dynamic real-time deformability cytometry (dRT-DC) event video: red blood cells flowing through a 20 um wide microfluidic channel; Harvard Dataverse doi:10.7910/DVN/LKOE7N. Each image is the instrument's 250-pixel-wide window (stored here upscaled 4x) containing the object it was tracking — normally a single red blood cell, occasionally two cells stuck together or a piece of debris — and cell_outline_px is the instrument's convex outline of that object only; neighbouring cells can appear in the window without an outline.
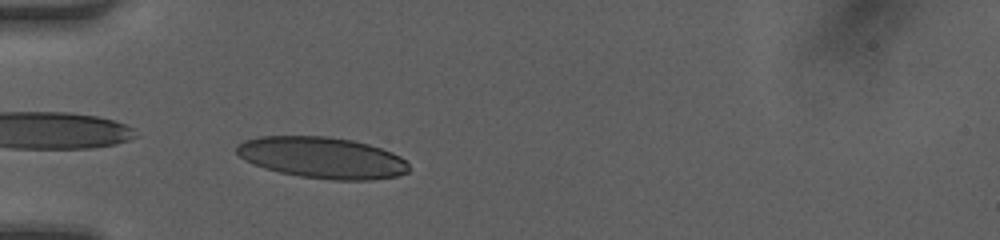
{"species": "human", "species_latin": "Homo sapiens", "temperature_condition": "room temperature", "stored_images_in_passage": 34, "camera_frame_rate_fps": 3000, "um_per_image_px": 0.085, "donor": {"sex": "female"}, "frame": {"image": 1, "passage_image": 1, "time_ms": 0.0, "image_size_px": [1000, 240], "cell_outline_px": [[408, 172], [396, 176], [372, 180], [332, 180], [300, 176], [280, 172], [264, 168], [244, 160], [236, 152], [236, 144], [244, 140], [260, 136], [328, 136], [352, 140], [368, 144], [392, 152], [400, 156], [408, 164]], "centroid_in_image_um": [27.36, 13.4], "position_along_channel_um": 57.6, "area_um2": 41.5}}
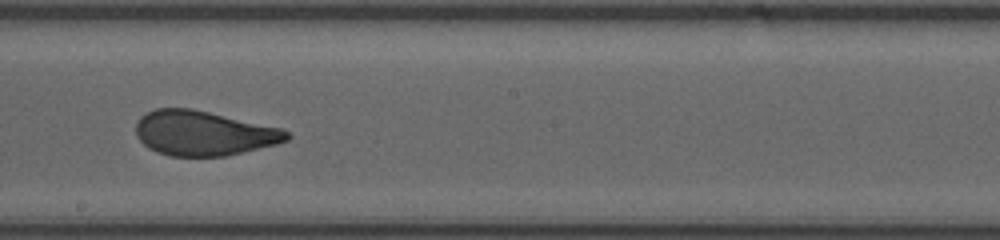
{"frame": {"image": 2, "passage_image": 14, "time_ms": 4.333, "image_size_px": [1000, 240], "cell_outline_px": [[292, 136], [288, 140], [276, 144], [224, 156], [172, 156], [156, 152], [148, 148], [136, 136], [136, 124], [140, 116], [156, 108], [192, 108], [284, 128]], "centroid_in_image_um": [17.31, 11.31], "position_along_channel_um": 230.9, "area_um2": 39.48}}
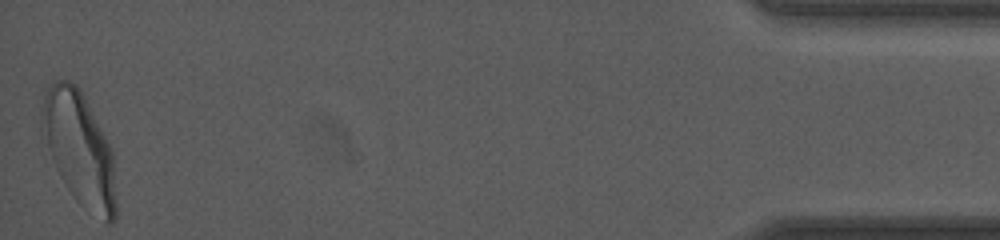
{"frame": {"image": 3, "passage_image": 34, "time_ms": 11.0, "image_size_px": [1000, 240], "cell_outline_px": [[116, 216], [112, 224], [104, 224], [80, 204], [72, 196], [64, 184], [40, 136], [40, 112], [44, 92], [56, 80], [68, 80], [76, 84], [80, 88], [112, 148], [116, 204]], "centroid_in_image_um": [6.72, 12.66], "position_along_channel_um": 428.5, "area_um2": 49.77}, "authors_computed_cell_mechanics": {"area_um2": 40.6334, "velocity_mm_per_s": 4.217, "shape_relaxation_time_tau1_ms": 5.2476, "shape_relaxation_time_tau2_ms": null, "deformation_change_tau1": 0.1699, "deformation_change_tau2": null}}